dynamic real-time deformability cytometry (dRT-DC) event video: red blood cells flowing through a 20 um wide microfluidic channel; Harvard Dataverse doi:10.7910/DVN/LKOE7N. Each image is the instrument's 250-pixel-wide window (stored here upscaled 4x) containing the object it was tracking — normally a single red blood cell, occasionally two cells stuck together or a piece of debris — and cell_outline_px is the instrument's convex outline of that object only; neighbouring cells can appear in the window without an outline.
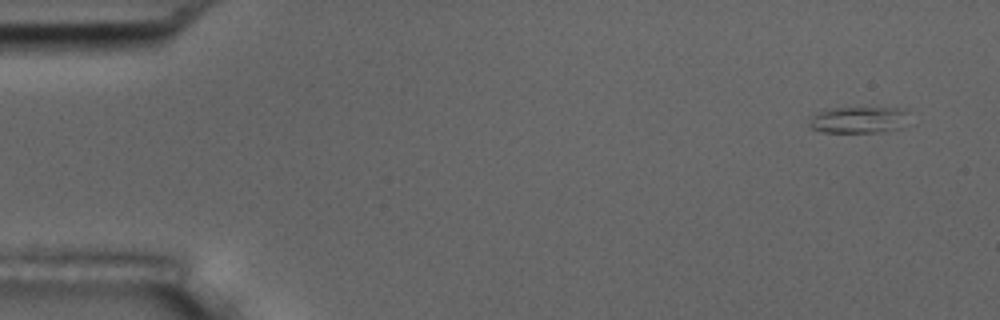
{"species": "common noctule bat (a hibernating species)", "species_latin": "Nyctalus noctula", "temperature_condition": "room temperature", "stored_images_in_passage": 5, "segment_of_instrument_passage": [1, 2], "camera_frame_rate_fps": 3000, "um_per_image_px": 0.085, "animal": {"sex": "male", "body_mass_g": 17.5, "forearm_length_mm": 52.3}, "frame": {"image": 1, "passage_image": 1, "time_ms": 0.0, "image_size_px": [1000, 320], "cell_outline_px": [[908, 124], [900, 128], [876, 132], [824, 132], [812, 128], [808, 124], [812, 116], [824, 108], [896, 108], [904, 112], [908, 120]], "centroid_in_image_um": [72.95, 10.19], "position_along_channel_um": 12.1, "area_um2": 15.26}}